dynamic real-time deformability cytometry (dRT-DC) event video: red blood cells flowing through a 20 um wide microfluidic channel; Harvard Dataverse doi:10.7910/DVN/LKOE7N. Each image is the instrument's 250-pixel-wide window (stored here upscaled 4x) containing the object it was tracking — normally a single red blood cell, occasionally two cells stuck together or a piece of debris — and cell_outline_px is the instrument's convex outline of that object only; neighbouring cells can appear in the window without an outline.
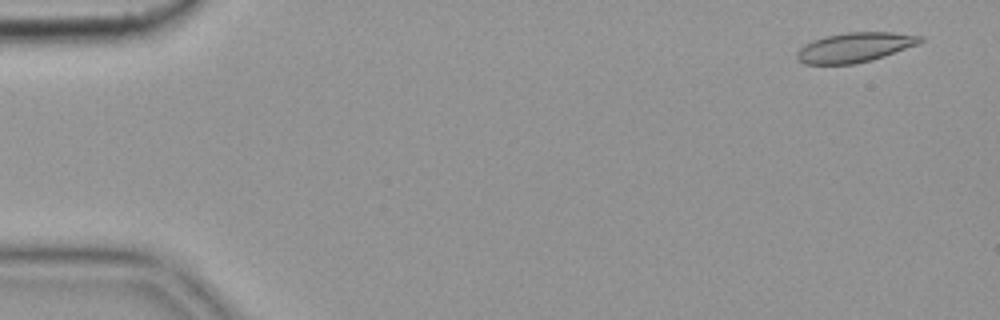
{"species": "common noctule bat (a hibernating species)", "species_latin": "Nyctalus noctula", "temperature_condition": "cold", "stored_images_in_passage": 6, "camera_frame_rate_fps": 3000, "um_per_image_px": 0.085, "animal": {"sex": "female", "body_mass_g": 19.9}, "frame": {"image": 1, "passage_image": 3, "time_ms": 0.667, "image_size_px": [1000, 320], "cell_outline_px": [[924, 40], [920, 44], [872, 60], [856, 64], [804, 64], [796, 60], [796, 52], [804, 44], [812, 40], [824, 36], [844, 32], [892, 32], [924, 36]], "centroid_in_image_um": [72.65, 4.02], "position_along_channel_um": 12.3, "area_um2": 21.68}}